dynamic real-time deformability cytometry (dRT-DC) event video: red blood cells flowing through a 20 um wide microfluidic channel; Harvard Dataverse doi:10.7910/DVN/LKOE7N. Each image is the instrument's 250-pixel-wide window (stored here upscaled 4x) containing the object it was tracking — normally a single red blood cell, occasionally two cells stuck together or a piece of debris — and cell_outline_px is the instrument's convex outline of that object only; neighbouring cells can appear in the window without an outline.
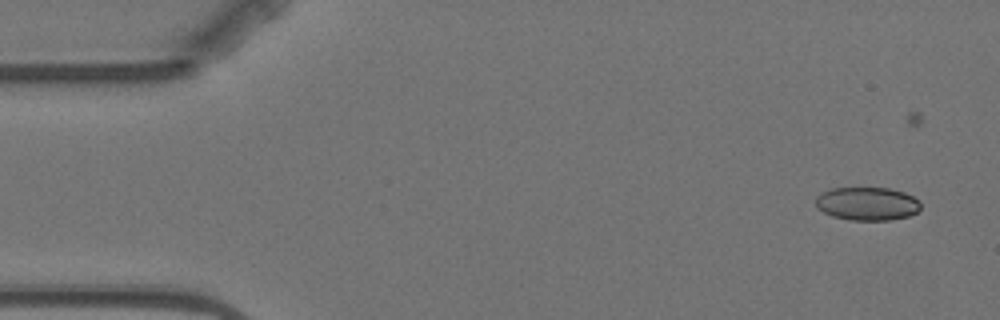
{"species": "Egyptian fruit bat (a non-hibernating species)", "species_latin": "Rousettus aegyptiacus", "temperature_condition": "warm", "stored_images_in_passage": 5, "camera_frame_rate_fps": 3000, "um_per_image_px": 0.085, "animal": {"sex": "female"}, "frame": {"image": 1, "passage_image": 1, "time_ms": 0.0, "image_size_px": [1000, 320], "cell_outline_px": [[920, 208], [916, 212], [908, 216], [892, 220], [848, 220], [832, 216], [816, 208], [816, 196], [832, 188], [888, 188], [904, 192], [920, 200]], "centroid_in_image_um": [73.71, 17.32], "position_along_channel_um": 11.3, "area_um2": 20.4}}
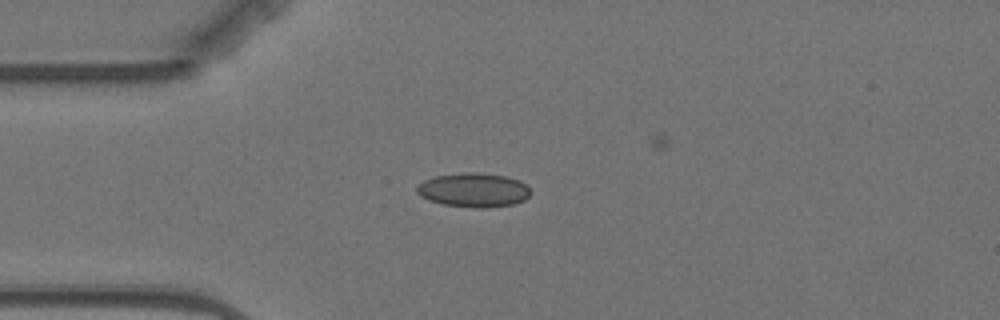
{"frame": {"image": 2, "passage_image": 4, "time_ms": 3.667, "image_size_px": [1000, 320], "cell_outline_px": [[532, 192], [524, 200], [512, 204], [488, 208], [472, 208], [444, 204], [420, 196], [416, 192], [416, 188], [424, 180], [436, 176], [464, 172], [480, 172], [508, 176], [520, 180]], "centroid_in_image_um": [40.28, 16.14], "position_along_channel_um": 44.7, "area_um2": 22.66}}